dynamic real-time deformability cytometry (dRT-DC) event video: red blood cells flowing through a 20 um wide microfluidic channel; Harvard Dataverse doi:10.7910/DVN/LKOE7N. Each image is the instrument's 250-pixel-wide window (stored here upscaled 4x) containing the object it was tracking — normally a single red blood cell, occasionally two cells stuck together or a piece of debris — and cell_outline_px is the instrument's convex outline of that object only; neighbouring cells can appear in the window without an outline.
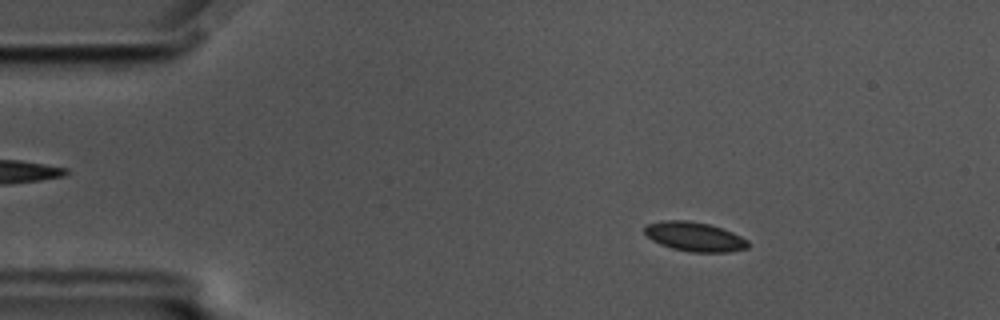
{"species": "common noctule bat (a hibernating species)", "species_latin": "Nyctalus noctula", "temperature_condition": "cold", "stored_images_in_passage": 58, "camera_frame_rate_fps": 3000, "um_per_image_px": 0.085, "animal": {"sex": "male", "body_mass_g": 17.5, "forearm_length_mm": 52.3}, "frame": {"image": 1, "passage_image": 9, "time_ms": 2.667, "image_size_px": [1000, 320], "cell_outline_px": [[748, 248], [728, 252], [692, 252], [672, 248], [660, 244], [652, 240], [644, 232], [644, 228], [648, 224], [664, 220], [684, 220], [708, 224], [724, 228], [748, 240]], "centroid_in_image_um": [59.05, 20.12], "position_along_channel_um": 25.9, "area_um2": 17.57}}
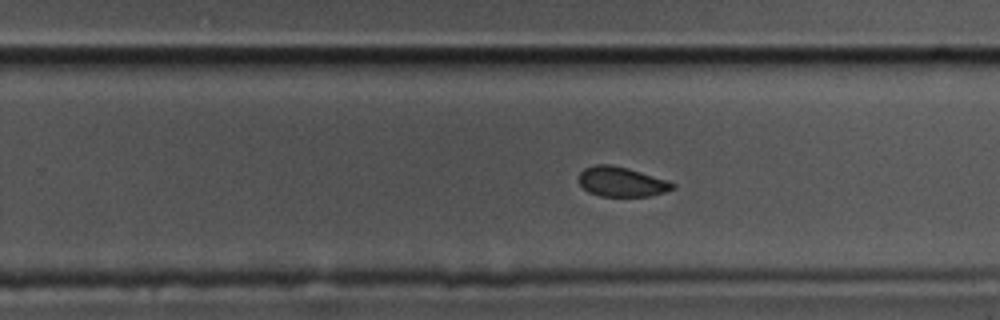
{"frame": {"image": 2, "passage_image": 36, "time_ms": 11.667, "image_size_px": [1000, 320], "cell_outline_px": [[676, 188], [664, 192], [648, 196], [600, 196], [588, 192], [580, 184], [580, 172], [584, 168], [596, 164], [612, 164], [628, 168], [668, 180], [676, 184]], "centroid_in_image_um": [52.85, 15.44], "position_along_channel_um": 276.9, "area_um2": 16.3}}
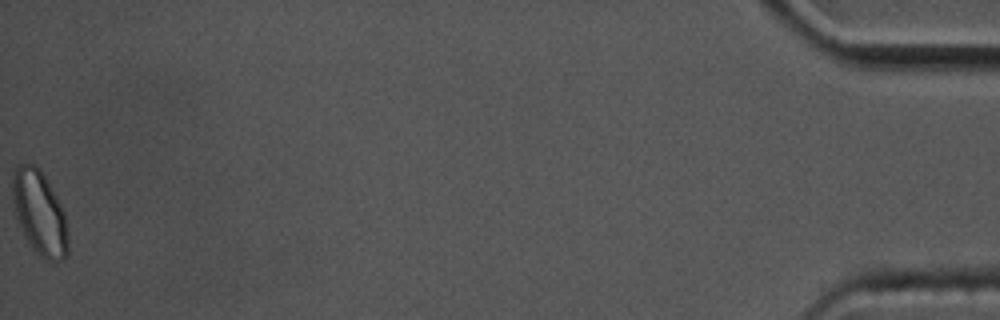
{"frame": {"image": 3, "passage_image": 58, "time_ms": 19.0, "image_size_px": [1000, 320], "cell_outline_px": [[68, 252], [64, 260], [56, 264], [44, 260], [32, 248], [16, 216], [12, 200], [12, 176], [16, 168], [20, 164], [36, 164], [44, 176], [56, 196], [64, 212], [68, 236]], "centroid_in_image_um": [3.38, 18.15], "position_along_channel_um": 431.8, "area_um2": 27.17}, "authors_computed_cell_mechanics": {"area_um2": 17.4556, "velocity_mm_per_s": 3.4887, "shape_relaxation_time_tau1_ms": 3.1217, "shape_relaxation_time_tau2_ms": 1.6333, "deformation_change_tau1": 0.0757, "deformation_change_tau2": 0.0325}}